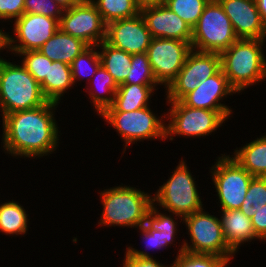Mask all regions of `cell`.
Returning a JSON list of instances; mask_svg holds the SVG:
<instances>
[{"instance_id": "1", "label": "cell", "mask_w": 266, "mask_h": 267, "mask_svg": "<svg viewBox=\"0 0 266 267\" xmlns=\"http://www.w3.org/2000/svg\"><path fill=\"white\" fill-rule=\"evenodd\" d=\"M58 106L48 101L36 108L6 114L2 118L4 153L16 159H40L55 153L61 137L55 118Z\"/></svg>"}, {"instance_id": "2", "label": "cell", "mask_w": 266, "mask_h": 267, "mask_svg": "<svg viewBox=\"0 0 266 267\" xmlns=\"http://www.w3.org/2000/svg\"><path fill=\"white\" fill-rule=\"evenodd\" d=\"M265 42L262 39H238L220 53L221 69L237 95L266 80Z\"/></svg>"}, {"instance_id": "3", "label": "cell", "mask_w": 266, "mask_h": 267, "mask_svg": "<svg viewBox=\"0 0 266 267\" xmlns=\"http://www.w3.org/2000/svg\"><path fill=\"white\" fill-rule=\"evenodd\" d=\"M98 194L103 208L97 222L98 227L118 226L136 229L143 226L145 216L153 204L151 194L123 183L100 190Z\"/></svg>"}, {"instance_id": "4", "label": "cell", "mask_w": 266, "mask_h": 267, "mask_svg": "<svg viewBox=\"0 0 266 267\" xmlns=\"http://www.w3.org/2000/svg\"><path fill=\"white\" fill-rule=\"evenodd\" d=\"M0 57V116L42 106L48 102L40 84L19 62ZM20 63V64H19Z\"/></svg>"}, {"instance_id": "5", "label": "cell", "mask_w": 266, "mask_h": 267, "mask_svg": "<svg viewBox=\"0 0 266 267\" xmlns=\"http://www.w3.org/2000/svg\"><path fill=\"white\" fill-rule=\"evenodd\" d=\"M193 176L187 162L182 158L171 176L153 193V205L183 218L204 208L196 178Z\"/></svg>"}, {"instance_id": "6", "label": "cell", "mask_w": 266, "mask_h": 267, "mask_svg": "<svg viewBox=\"0 0 266 267\" xmlns=\"http://www.w3.org/2000/svg\"><path fill=\"white\" fill-rule=\"evenodd\" d=\"M168 103V104H167ZM169 110L166 112V139L206 137L215 133L225 121L229 120L233 111H214L186 106L182 101H166Z\"/></svg>"}, {"instance_id": "7", "label": "cell", "mask_w": 266, "mask_h": 267, "mask_svg": "<svg viewBox=\"0 0 266 267\" xmlns=\"http://www.w3.org/2000/svg\"><path fill=\"white\" fill-rule=\"evenodd\" d=\"M151 106L138 110L126 111H103L101 117L106 124L111 125L124 141L122 155L127 146L143 142L144 140H166V112L164 114L154 113Z\"/></svg>"}, {"instance_id": "8", "label": "cell", "mask_w": 266, "mask_h": 267, "mask_svg": "<svg viewBox=\"0 0 266 267\" xmlns=\"http://www.w3.org/2000/svg\"><path fill=\"white\" fill-rule=\"evenodd\" d=\"M188 239H184L177 254L184 251L194 254H213L233 261L235 253L224 239L218 216L211 215L204 208L183 218Z\"/></svg>"}, {"instance_id": "9", "label": "cell", "mask_w": 266, "mask_h": 267, "mask_svg": "<svg viewBox=\"0 0 266 267\" xmlns=\"http://www.w3.org/2000/svg\"><path fill=\"white\" fill-rule=\"evenodd\" d=\"M237 40L232 23L221 4L218 0H210L192 28V49L221 53Z\"/></svg>"}, {"instance_id": "10", "label": "cell", "mask_w": 266, "mask_h": 267, "mask_svg": "<svg viewBox=\"0 0 266 267\" xmlns=\"http://www.w3.org/2000/svg\"><path fill=\"white\" fill-rule=\"evenodd\" d=\"M210 169L211 180L219 200L220 210H236L241 207L254 176L244 169L230 154L218 156Z\"/></svg>"}, {"instance_id": "11", "label": "cell", "mask_w": 266, "mask_h": 267, "mask_svg": "<svg viewBox=\"0 0 266 267\" xmlns=\"http://www.w3.org/2000/svg\"><path fill=\"white\" fill-rule=\"evenodd\" d=\"M10 35L4 31V50L17 55L20 52L38 50L60 29L59 21L41 14L24 13L15 19Z\"/></svg>"}, {"instance_id": "12", "label": "cell", "mask_w": 266, "mask_h": 267, "mask_svg": "<svg viewBox=\"0 0 266 267\" xmlns=\"http://www.w3.org/2000/svg\"><path fill=\"white\" fill-rule=\"evenodd\" d=\"M221 69L220 53L191 50L175 80L165 90L166 101H181L201 81Z\"/></svg>"}, {"instance_id": "13", "label": "cell", "mask_w": 266, "mask_h": 267, "mask_svg": "<svg viewBox=\"0 0 266 267\" xmlns=\"http://www.w3.org/2000/svg\"><path fill=\"white\" fill-rule=\"evenodd\" d=\"M192 50L191 43L166 38H152L146 54L157 83L165 90L175 80Z\"/></svg>"}, {"instance_id": "14", "label": "cell", "mask_w": 266, "mask_h": 267, "mask_svg": "<svg viewBox=\"0 0 266 267\" xmlns=\"http://www.w3.org/2000/svg\"><path fill=\"white\" fill-rule=\"evenodd\" d=\"M59 24L64 33L82 40L88 46H97L106 39V24L90 0H82L64 9Z\"/></svg>"}, {"instance_id": "15", "label": "cell", "mask_w": 266, "mask_h": 267, "mask_svg": "<svg viewBox=\"0 0 266 267\" xmlns=\"http://www.w3.org/2000/svg\"><path fill=\"white\" fill-rule=\"evenodd\" d=\"M151 40V33L141 13L131 18L112 21L106 25L105 41L127 53H146Z\"/></svg>"}, {"instance_id": "16", "label": "cell", "mask_w": 266, "mask_h": 267, "mask_svg": "<svg viewBox=\"0 0 266 267\" xmlns=\"http://www.w3.org/2000/svg\"><path fill=\"white\" fill-rule=\"evenodd\" d=\"M230 19L238 39L266 40L263 24L255 0H218Z\"/></svg>"}, {"instance_id": "17", "label": "cell", "mask_w": 266, "mask_h": 267, "mask_svg": "<svg viewBox=\"0 0 266 267\" xmlns=\"http://www.w3.org/2000/svg\"><path fill=\"white\" fill-rule=\"evenodd\" d=\"M237 92L230 86L222 69L205 81H201L197 88L188 93L181 101L189 107L214 111H232L226 103H222L228 96ZM224 98V99H223Z\"/></svg>"}, {"instance_id": "18", "label": "cell", "mask_w": 266, "mask_h": 267, "mask_svg": "<svg viewBox=\"0 0 266 267\" xmlns=\"http://www.w3.org/2000/svg\"><path fill=\"white\" fill-rule=\"evenodd\" d=\"M152 38L182 40L191 43L192 28L164 3L141 9Z\"/></svg>"}, {"instance_id": "19", "label": "cell", "mask_w": 266, "mask_h": 267, "mask_svg": "<svg viewBox=\"0 0 266 267\" xmlns=\"http://www.w3.org/2000/svg\"><path fill=\"white\" fill-rule=\"evenodd\" d=\"M221 213L220 222L225 241L229 248L236 254L241 244H247L251 241L259 240L255 235L251 218L247 217L239 209L219 210Z\"/></svg>"}, {"instance_id": "20", "label": "cell", "mask_w": 266, "mask_h": 267, "mask_svg": "<svg viewBox=\"0 0 266 267\" xmlns=\"http://www.w3.org/2000/svg\"><path fill=\"white\" fill-rule=\"evenodd\" d=\"M88 47L89 46L82 40L58 29L38 51L52 61L64 62L70 65L73 60Z\"/></svg>"}, {"instance_id": "21", "label": "cell", "mask_w": 266, "mask_h": 267, "mask_svg": "<svg viewBox=\"0 0 266 267\" xmlns=\"http://www.w3.org/2000/svg\"><path fill=\"white\" fill-rule=\"evenodd\" d=\"M160 85L121 84L118 86L112 106L104 111H134L150 106L154 91ZM150 100V101H149Z\"/></svg>"}, {"instance_id": "22", "label": "cell", "mask_w": 266, "mask_h": 267, "mask_svg": "<svg viewBox=\"0 0 266 267\" xmlns=\"http://www.w3.org/2000/svg\"><path fill=\"white\" fill-rule=\"evenodd\" d=\"M40 86L48 101L60 104L67 90L69 93V89L74 87L70 65L64 62H48L47 76Z\"/></svg>"}, {"instance_id": "23", "label": "cell", "mask_w": 266, "mask_h": 267, "mask_svg": "<svg viewBox=\"0 0 266 267\" xmlns=\"http://www.w3.org/2000/svg\"><path fill=\"white\" fill-rule=\"evenodd\" d=\"M84 89L88 90L87 94L93 104V109H95L93 111L100 115L106 108L113 105L118 85L113 77L100 66Z\"/></svg>"}, {"instance_id": "24", "label": "cell", "mask_w": 266, "mask_h": 267, "mask_svg": "<svg viewBox=\"0 0 266 267\" xmlns=\"http://www.w3.org/2000/svg\"><path fill=\"white\" fill-rule=\"evenodd\" d=\"M244 145L237 147L230 156L252 176L266 177V135Z\"/></svg>"}, {"instance_id": "25", "label": "cell", "mask_w": 266, "mask_h": 267, "mask_svg": "<svg viewBox=\"0 0 266 267\" xmlns=\"http://www.w3.org/2000/svg\"><path fill=\"white\" fill-rule=\"evenodd\" d=\"M101 66L113 77L116 84H123L129 75L132 54L109 45L105 40L97 45Z\"/></svg>"}, {"instance_id": "26", "label": "cell", "mask_w": 266, "mask_h": 267, "mask_svg": "<svg viewBox=\"0 0 266 267\" xmlns=\"http://www.w3.org/2000/svg\"><path fill=\"white\" fill-rule=\"evenodd\" d=\"M23 205L12 199L0 203V232L9 236L28 233L30 219ZM29 222V223H28Z\"/></svg>"}, {"instance_id": "27", "label": "cell", "mask_w": 266, "mask_h": 267, "mask_svg": "<svg viewBox=\"0 0 266 267\" xmlns=\"http://www.w3.org/2000/svg\"><path fill=\"white\" fill-rule=\"evenodd\" d=\"M100 12L102 20L108 23L138 15L141 10L134 0H90Z\"/></svg>"}, {"instance_id": "28", "label": "cell", "mask_w": 266, "mask_h": 267, "mask_svg": "<svg viewBox=\"0 0 266 267\" xmlns=\"http://www.w3.org/2000/svg\"><path fill=\"white\" fill-rule=\"evenodd\" d=\"M101 66V59L97 46H89L85 51L78 55L70 64L72 81L74 86L83 79L89 82ZM76 83V84H75Z\"/></svg>"}, {"instance_id": "29", "label": "cell", "mask_w": 266, "mask_h": 267, "mask_svg": "<svg viewBox=\"0 0 266 267\" xmlns=\"http://www.w3.org/2000/svg\"><path fill=\"white\" fill-rule=\"evenodd\" d=\"M137 229H139L140 233L139 235H141L142 237V242L145 244V246L147 247V249L145 248V250L141 249L138 250L136 248H133L134 246H129L125 249V251L132 255L135 256L137 258H153L154 256L151 255L149 253V251L147 252L148 249L154 251L155 250H168V247H171L170 245H176L173 242H175V240L178 238L176 237V235H165L162 234V231H154V230H147L144 226H140Z\"/></svg>"}, {"instance_id": "30", "label": "cell", "mask_w": 266, "mask_h": 267, "mask_svg": "<svg viewBox=\"0 0 266 267\" xmlns=\"http://www.w3.org/2000/svg\"><path fill=\"white\" fill-rule=\"evenodd\" d=\"M158 209L155 205H151L149 212L145 216L143 226L147 230L162 231V234L177 235L178 237L177 233L180 231L178 225L183 221V217L170 212L169 214L167 212L162 213ZM178 217L179 219L181 218L180 223H178Z\"/></svg>"}, {"instance_id": "31", "label": "cell", "mask_w": 266, "mask_h": 267, "mask_svg": "<svg viewBox=\"0 0 266 267\" xmlns=\"http://www.w3.org/2000/svg\"><path fill=\"white\" fill-rule=\"evenodd\" d=\"M130 72L123 84L159 85L146 53L132 54Z\"/></svg>"}, {"instance_id": "32", "label": "cell", "mask_w": 266, "mask_h": 267, "mask_svg": "<svg viewBox=\"0 0 266 267\" xmlns=\"http://www.w3.org/2000/svg\"><path fill=\"white\" fill-rule=\"evenodd\" d=\"M210 0H164V4L193 28Z\"/></svg>"}, {"instance_id": "33", "label": "cell", "mask_w": 266, "mask_h": 267, "mask_svg": "<svg viewBox=\"0 0 266 267\" xmlns=\"http://www.w3.org/2000/svg\"><path fill=\"white\" fill-rule=\"evenodd\" d=\"M259 205H266V177H253L239 210L251 218Z\"/></svg>"}, {"instance_id": "34", "label": "cell", "mask_w": 266, "mask_h": 267, "mask_svg": "<svg viewBox=\"0 0 266 267\" xmlns=\"http://www.w3.org/2000/svg\"><path fill=\"white\" fill-rule=\"evenodd\" d=\"M229 262L226 258L213 254H194L184 251L177 254L170 267H227Z\"/></svg>"}, {"instance_id": "35", "label": "cell", "mask_w": 266, "mask_h": 267, "mask_svg": "<svg viewBox=\"0 0 266 267\" xmlns=\"http://www.w3.org/2000/svg\"><path fill=\"white\" fill-rule=\"evenodd\" d=\"M20 57L21 64L41 84L47 76L48 62H53L38 50L20 52L15 57Z\"/></svg>"}, {"instance_id": "36", "label": "cell", "mask_w": 266, "mask_h": 267, "mask_svg": "<svg viewBox=\"0 0 266 267\" xmlns=\"http://www.w3.org/2000/svg\"><path fill=\"white\" fill-rule=\"evenodd\" d=\"M64 9L54 0H24V13L41 14L60 22Z\"/></svg>"}, {"instance_id": "37", "label": "cell", "mask_w": 266, "mask_h": 267, "mask_svg": "<svg viewBox=\"0 0 266 267\" xmlns=\"http://www.w3.org/2000/svg\"><path fill=\"white\" fill-rule=\"evenodd\" d=\"M24 14V0H0V20L13 23Z\"/></svg>"}, {"instance_id": "38", "label": "cell", "mask_w": 266, "mask_h": 267, "mask_svg": "<svg viewBox=\"0 0 266 267\" xmlns=\"http://www.w3.org/2000/svg\"><path fill=\"white\" fill-rule=\"evenodd\" d=\"M251 222L255 235L260 241L266 242V205H259V208L251 217Z\"/></svg>"}, {"instance_id": "39", "label": "cell", "mask_w": 266, "mask_h": 267, "mask_svg": "<svg viewBox=\"0 0 266 267\" xmlns=\"http://www.w3.org/2000/svg\"><path fill=\"white\" fill-rule=\"evenodd\" d=\"M154 258H137L135 256H132L128 254L125 251L124 259L122 262V267H170L169 264L165 265V263L162 264L160 261Z\"/></svg>"}, {"instance_id": "40", "label": "cell", "mask_w": 266, "mask_h": 267, "mask_svg": "<svg viewBox=\"0 0 266 267\" xmlns=\"http://www.w3.org/2000/svg\"><path fill=\"white\" fill-rule=\"evenodd\" d=\"M134 2L138 6V8L141 10L142 8H145V7L162 4L164 0H134Z\"/></svg>"}, {"instance_id": "41", "label": "cell", "mask_w": 266, "mask_h": 267, "mask_svg": "<svg viewBox=\"0 0 266 267\" xmlns=\"http://www.w3.org/2000/svg\"><path fill=\"white\" fill-rule=\"evenodd\" d=\"M263 24L266 26V0H255Z\"/></svg>"}, {"instance_id": "42", "label": "cell", "mask_w": 266, "mask_h": 267, "mask_svg": "<svg viewBox=\"0 0 266 267\" xmlns=\"http://www.w3.org/2000/svg\"><path fill=\"white\" fill-rule=\"evenodd\" d=\"M58 3L63 9L71 8L72 6L80 3L82 0H54Z\"/></svg>"}, {"instance_id": "43", "label": "cell", "mask_w": 266, "mask_h": 267, "mask_svg": "<svg viewBox=\"0 0 266 267\" xmlns=\"http://www.w3.org/2000/svg\"><path fill=\"white\" fill-rule=\"evenodd\" d=\"M3 51H4V28L0 29V54H2L1 52Z\"/></svg>"}]
</instances>
